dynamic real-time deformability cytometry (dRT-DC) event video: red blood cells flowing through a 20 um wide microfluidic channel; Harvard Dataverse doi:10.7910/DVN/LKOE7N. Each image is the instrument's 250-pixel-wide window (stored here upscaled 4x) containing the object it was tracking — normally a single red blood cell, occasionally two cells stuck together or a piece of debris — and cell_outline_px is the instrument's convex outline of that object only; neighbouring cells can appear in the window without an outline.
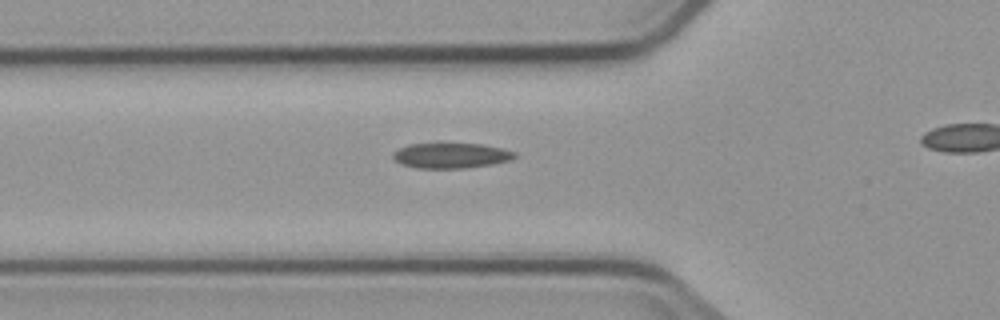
{"species": "common noctule bat (a hibernating species)", "species_latin": "Nyctalus noctula", "temperature_condition": "cold", "stored_images_in_passage": 6, "camera_frame_rate_fps": 3000, "um_per_image_px": 0.085, "animal": {"sex": "male", "body_mass_g": 23.1, "forearm_length_mm": 52.7}, "frame": {"image": 1, "passage_image": 6, "time_ms": 7.0, "image_size_px": [1000, 320], "cell_outline_px": [[516, 156], [512, 160], [492, 164], [468, 168], [416, 168], [400, 164], [392, 156], [392, 152], [408, 144], [484, 144], [504, 148], [516, 152]], "centroid_in_image_um": [38.36, 13.23], "position_along_channel_um": 87.4, "area_um2": 18.03}}